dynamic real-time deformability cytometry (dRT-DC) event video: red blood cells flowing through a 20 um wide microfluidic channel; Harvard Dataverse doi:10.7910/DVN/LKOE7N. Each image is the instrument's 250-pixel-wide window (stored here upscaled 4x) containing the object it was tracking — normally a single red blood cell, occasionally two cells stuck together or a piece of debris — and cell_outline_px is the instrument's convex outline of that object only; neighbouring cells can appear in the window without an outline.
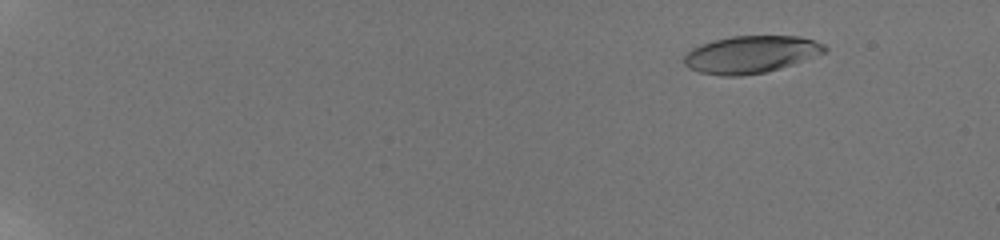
{"species": "human", "species_latin": "Homo sapiens", "temperature_condition": "room temperature", "stored_images_in_passage": 60, "camera_frame_rate_fps": 3000, "um_per_image_px": 0.085, "donor": {"sex": "male"}, "frame": {"image": 1, "passage_image": 9, "time_ms": 2.667, "image_size_px": [1000, 240], "cell_outline_px": [[828, 52], [780, 68], [764, 72], [740, 76], [720, 76], [700, 72], [688, 68], [684, 64], [684, 56], [692, 48], [700, 44], [712, 40], [732, 36], [800, 36], [824, 44], [828, 48]], "centroid_in_image_um": [63.82, 4.62], "position_along_channel_um": 21.2, "area_um2": 30.63}}
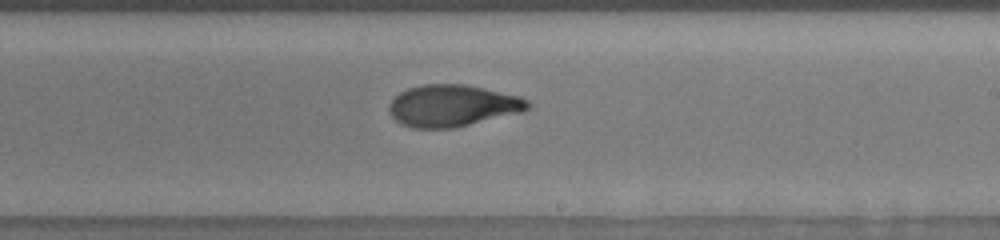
{"frame": {"image": 2, "passage_image": 41, "time_ms": 13.333, "image_size_px": [1000, 240], "cell_outline_px": [[532, 104], [524, 112], [452, 128], [412, 128], [400, 124], [392, 116], [388, 108], [388, 104], [400, 92], [408, 88], [424, 84], [464, 84], [484, 88], [520, 96], [528, 100]], "centroid_in_image_um": [38.48, 8.98], "position_along_channel_um": 250.5, "area_um2": 33.87}}
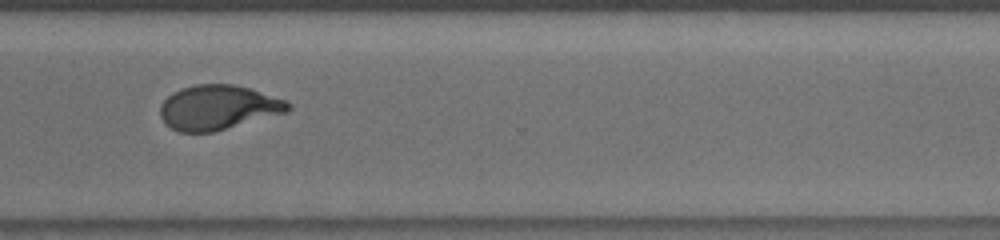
{"frame": {"image": 3, "passage_image": 49, "time_ms": 16.0, "image_size_px": [1000, 240], "cell_outline_px": [[292, 108], [288, 112], [212, 132], [180, 132], [164, 124], [160, 116], [160, 104], [172, 92], [180, 88], [196, 84], [232, 84], [248, 88], [284, 100], [292, 104]], "centroid_in_image_um": [18.51, 9.13], "position_along_channel_um": 352.1, "area_um2": 33.18}, "authors_computed_cell_mechanics": {"area_um2": 32.7726, "velocity_mm_per_s": 3.8116, "shape_relaxation_time_tau1_ms": 6.0999, "shape_relaxation_time_tau2_ms": 1.7869, "deformation_change_tau1": 0.2316, "deformation_change_tau2": 0.0804}}